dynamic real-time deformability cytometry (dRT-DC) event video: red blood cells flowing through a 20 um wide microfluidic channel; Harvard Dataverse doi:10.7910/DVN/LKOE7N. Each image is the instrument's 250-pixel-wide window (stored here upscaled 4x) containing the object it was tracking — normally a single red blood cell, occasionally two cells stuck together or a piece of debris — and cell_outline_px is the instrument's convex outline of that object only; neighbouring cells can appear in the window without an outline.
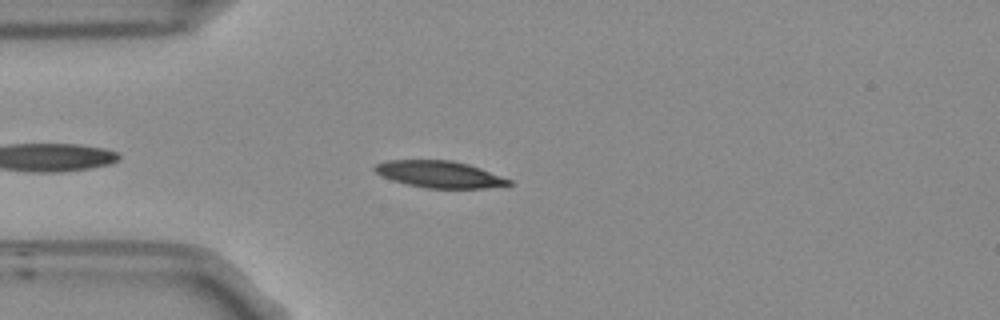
{"species": "Egyptian fruit bat (a non-hibernating species)", "species_latin": "Rousettus aegyptiacus", "temperature_condition": "room temperature", "stored_images_in_passage": 45, "camera_frame_rate_fps": 3000, "um_per_image_px": 0.085, "frame": {"image": 1, "passage_image": 5, "time_ms": 1.333, "image_size_px": [1000, 320], "cell_outline_px": [[512, 184], [484, 188], [428, 188], [408, 184], [392, 180], [376, 172], [372, 168], [376, 164], [388, 160], [452, 160], [468, 164], [480, 168], [512, 180]], "centroid_in_image_um": [37.36, 14.81], "position_along_channel_um": 47.6, "area_um2": 20.69}}
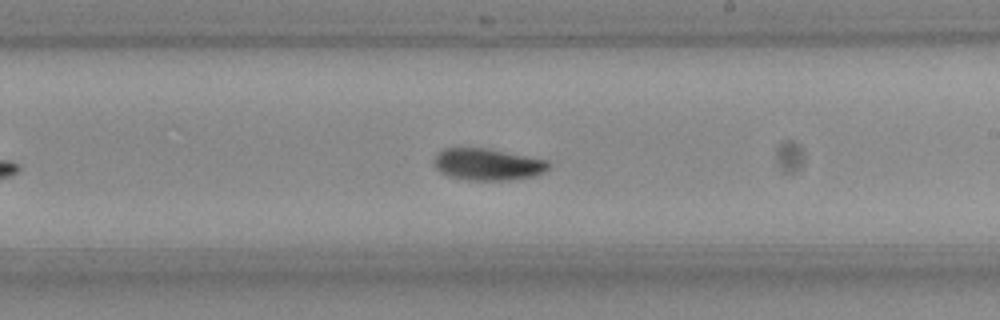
{"frame": {"image": 2, "passage_image": 22, "time_ms": 7.0, "image_size_px": [1000, 320], "cell_outline_px": [[552, 164], [544, 172], [532, 176], [508, 180], [468, 180], [448, 176], [440, 172], [436, 168], [432, 160], [444, 148], [488, 148], [548, 160]], "centroid_in_image_um": [41.45, 13.97], "position_along_channel_um": 247.5, "area_um2": 21.27}}
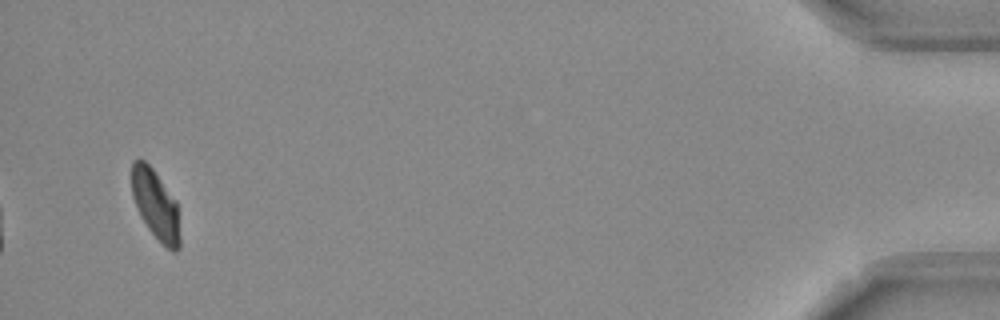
{"frame": {"image": 3, "passage_image": 43, "time_ms": 14.0, "image_size_px": [1000, 320], "cell_outline_px": [[180, 248], [176, 252], [172, 252], [148, 228], [140, 216], [132, 196], [132, 160], [144, 160], [152, 168], [176, 200], [180, 236]], "centroid_in_image_um": [13.23, 17.4], "position_along_channel_um": 422.0, "area_um2": 19.31}, "authors_computed_cell_mechanics": {"area_um2": 21.0392, "velocity_mm_per_s": 3.7317, "shape_relaxation_time_tau1_ms": 3.3514, "shape_relaxation_time_tau2_ms": null, "deformation_change_tau1": 0.1503, "deformation_change_tau2": null}}